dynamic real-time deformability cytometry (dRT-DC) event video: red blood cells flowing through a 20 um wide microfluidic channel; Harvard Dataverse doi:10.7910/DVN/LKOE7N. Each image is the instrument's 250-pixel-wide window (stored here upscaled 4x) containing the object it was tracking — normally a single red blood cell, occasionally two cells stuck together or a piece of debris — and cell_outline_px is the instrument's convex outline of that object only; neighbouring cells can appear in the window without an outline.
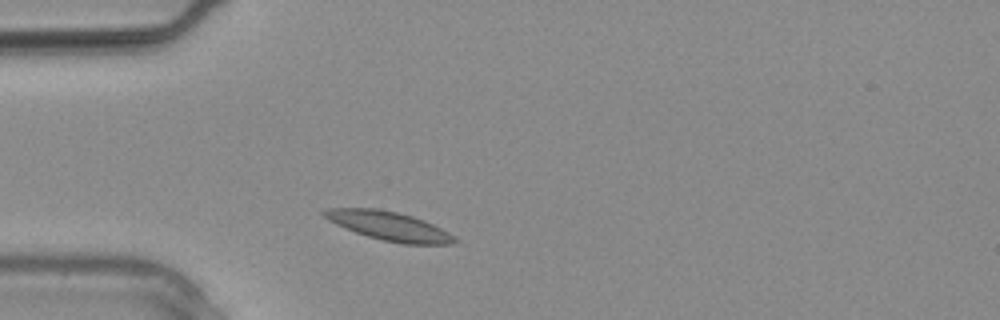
{"species": "common noctule bat (a hibernating species)", "species_latin": "Nyctalus noctula", "temperature_condition": "warm", "stored_images_in_passage": 6, "camera_frame_rate_fps": 3000, "um_per_image_px": 0.085, "animal": {"sex": "male", "body_mass_g": 20.4}, "frame": {"image": 1, "passage_image": 2, "time_ms": 0.333, "image_size_px": [1000, 320], "cell_outline_px": [[460, 240], [456, 244], [404, 244], [384, 240], [368, 236], [356, 232], [336, 224], [328, 220], [320, 212], [328, 208], [376, 208], [396, 212], [412, 216], [424, 220], [456, 236]], "centroid_in_image_um": [33.11, 19.21], "position_along_channel_um": 51.9, "area_um2": 21.85}}